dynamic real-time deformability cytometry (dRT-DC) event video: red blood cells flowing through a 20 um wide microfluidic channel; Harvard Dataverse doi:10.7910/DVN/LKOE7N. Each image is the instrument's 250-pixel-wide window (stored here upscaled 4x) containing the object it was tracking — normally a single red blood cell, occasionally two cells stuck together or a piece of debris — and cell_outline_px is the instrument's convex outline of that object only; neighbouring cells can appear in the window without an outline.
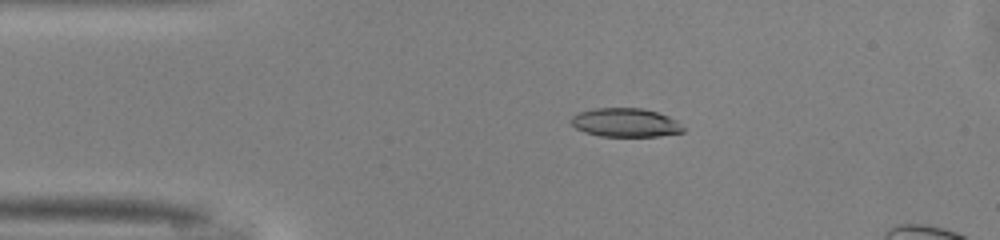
{"species": "common noctule bat (a hibernating species)", "species_latin": "Nyctalus noctula", "temperature_condition": "warm", "stored_images_in_passage": 47, "camera_frame_rate_fps": 3000, "um_per_image_px": 0.085, "animal": {"sex": "male", "body_mass_g": 13.0, "forearm_length_mm": 53.1}, "frame": {"image": 1, "passage_image": 10, "time_ms": 3.0, "image_size_px": [1000, 240], "cell_outline_px": [[684, 132], [660, 136], [600, 136], [584, 132], [576, 128], [568, 120], [572, 116], [580, 112], [596, 108], [644, 108], [668, 116], [676, 120], [684, 128]], "centroid_in_image_um": [53.15, 10.42], "position_along_channel_um": 31.8, "area_um2": 18.79}}
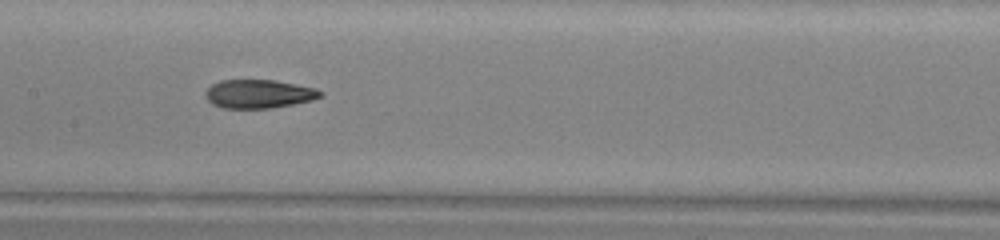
{"frame": {"image": 2, "passage_image": 24, "time_ms": 7.667, "image_size_px": [1000, 240], "cell_outline_px": [[324, 92], [320, 96], [312, 100], [292, 104], [268, 108], [224, 108], [212, 104], [204, 96], [204, 92], [212, 84], [220, 80], [276, 80], [316, 88]], "centroid_in_image_um": [21.97, 7.97], "position_along_channel_um": 185.4, "area_um2": 19.13}}
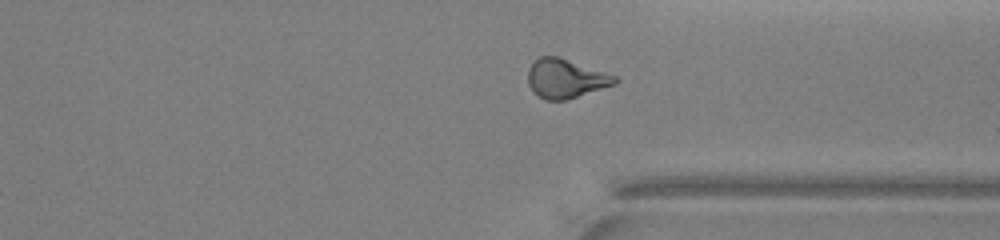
{"frame": {"image": 3, "passage_image": 37, "time_ms": 12.0, "image_size_px": [1000, 240], "cell_outline_px": [[620, 80], [616, 84], [564, 100], [544, 100], [536, 96], [532, 92], [528, 84], [528, 68], [540, 56], [560, 56], [616, 76]], "centroid_in_image_um": [48.06, 6.67], "position_along_channel_um": 363.3, "area_um2": 19.88}, "authors_computed_cell_mechanics": {"area_um2": 19.5942, "velocity_mm_per_s": 4.1246, "shape_relaxation_time_tau1_ms": 5.3502, "shape_relaxation_time_tau2_ms": 3.6131, "deformation_change_tau1": 0.1799, "deformation_change_tau2": 0.1265}}